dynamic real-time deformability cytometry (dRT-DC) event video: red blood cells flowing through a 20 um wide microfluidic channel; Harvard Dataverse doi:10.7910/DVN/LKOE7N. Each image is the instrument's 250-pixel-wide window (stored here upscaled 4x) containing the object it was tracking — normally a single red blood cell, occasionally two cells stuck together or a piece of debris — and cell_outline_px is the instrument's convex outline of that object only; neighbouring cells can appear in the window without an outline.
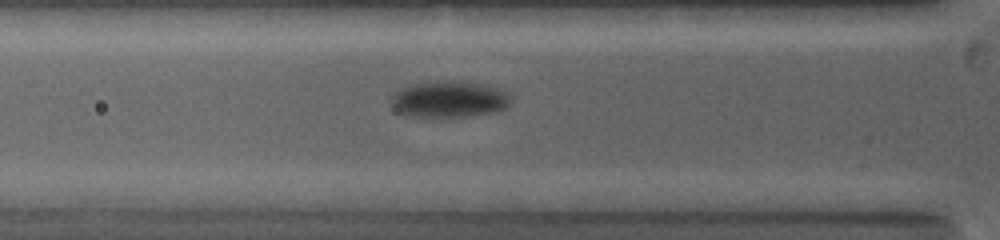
{"species": "common noctule bat (a hibernating species)", "species_latin": "Nyctalus noctula", "temperature_condition": "warm", "stored_images_in_passage": 53, "camera_frame_rate_fps": 5000, "um_per_image_px": 0.085, "animal": {"sex": "female", "body_mass_g": 19.0, "forearm_length_mm": 53.3}, "frame": {"image": 1, "passage_image": 13, "time_ms": 3.4, "image_size_px": [1000, 240], "cell_outline_px": [[512, 100], [504, 108], [492, 112], [468, 116], [408, 116], [396, 112], [392, 104], [392, 96], [400, 88], [408, 84], [436, 80], [448, 80], [484, 84], [500, 88], [512, 96]], "centroid_in_image_um": [38.16, 8.41], "position_along_channel_um": 87.6, "area_um2": 25.55}}
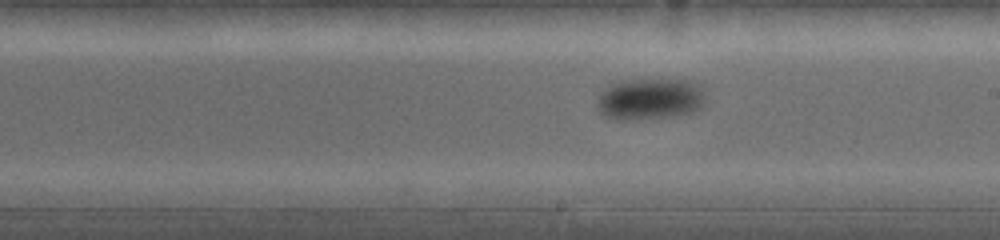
{"frame": {"image": 2, "passage_image": 27, "time_ms": 7.2, "image_size_px": [1000, 240], "cell_outline_px": [[704, 104], [700, 108], [692, 112], [668, 116], [636, 120], [620, 120], [604, 116], [600, 112], [596, 104], [600, 92], [604, 88], [612, 84], [628, 80], [688, 80], [704, 88]], "centroid_in_image_um": [55.23, 8.42], "position_along_channel_um": 233.8, "area_um2": 26.13}}
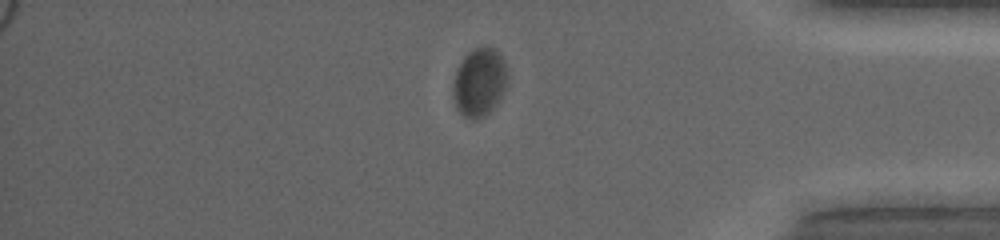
{"frame": {"image": 3, "passage_image": 44, "time_ms": 12.0, "image_size_px": [1000, 240], "cell_outline_px": [[508, 84], [504, 92], [496, 104], [484, 116], [472, 120], [464, 116], [456, 108], [452, 96], [452, 84], [456, 68], [464, 56], [468, 52], [476, 48], [492, 48], [504, 60], [508, 72]], "centroid_in_image_um": [40.73, 7.01], "position_along_channel_um": 394.5, "area_um2": 21.85}}